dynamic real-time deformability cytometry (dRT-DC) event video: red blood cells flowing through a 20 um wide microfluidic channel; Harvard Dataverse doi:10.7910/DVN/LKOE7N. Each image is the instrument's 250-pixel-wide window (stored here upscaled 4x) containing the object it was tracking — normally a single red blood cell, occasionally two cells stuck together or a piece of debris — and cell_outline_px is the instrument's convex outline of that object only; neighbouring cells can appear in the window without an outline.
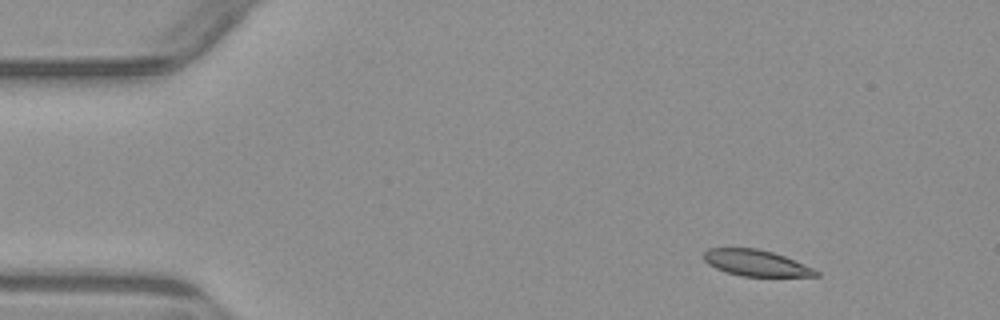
{"species": "common noctule bat (a hibernating species)", "species_latin": "Nyctalus noctula", "temperature_condition": "warm", "stored_images_in_passage": 5, "camera_frame_rate_fps": 3000, "um_per_image_px": 0.085, "animal": {"sex": "male", "body_mass_g": 23.1, "forearm_length_mm": 52.7}, "frame": {"image": 1, "passage_image": 2, "time_ms": 1.333, "image_size_px": [1000, 320], "cell_outline_px": [[820, 276], [744, 276], [728, 272], [716, 268], [708, 264], [704, 260], [704, 252], [708, 248], [756, 248], [772, 252], [784, 256], [812, 268], [820, 272]], "centroid_in_image_um": [64.25, 22.35], "position_along_channel_um": 20.8, "area_um2": 16.82}}
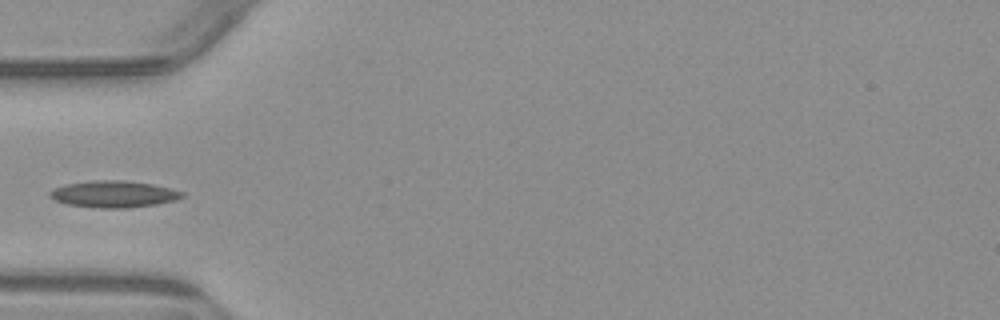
{"frame": {"image": 2, "passage_image": 5, "time_ms": 5.0, "image_size_px": [1000, 320], "cell_outline_px": [[184, 196], [176, 200], [156, 204], [128, 208], [100, 208], [68, 204], [56, 200], [48, 196], [48, 192], [52, 188], [64, 184], [92, 180], [124, 180], [152, 184], [184, 192]], "centroid_in_image_um": [9.63, 16.49], "position_along_channel_um": 75.4, "area_um2": 20.63}}